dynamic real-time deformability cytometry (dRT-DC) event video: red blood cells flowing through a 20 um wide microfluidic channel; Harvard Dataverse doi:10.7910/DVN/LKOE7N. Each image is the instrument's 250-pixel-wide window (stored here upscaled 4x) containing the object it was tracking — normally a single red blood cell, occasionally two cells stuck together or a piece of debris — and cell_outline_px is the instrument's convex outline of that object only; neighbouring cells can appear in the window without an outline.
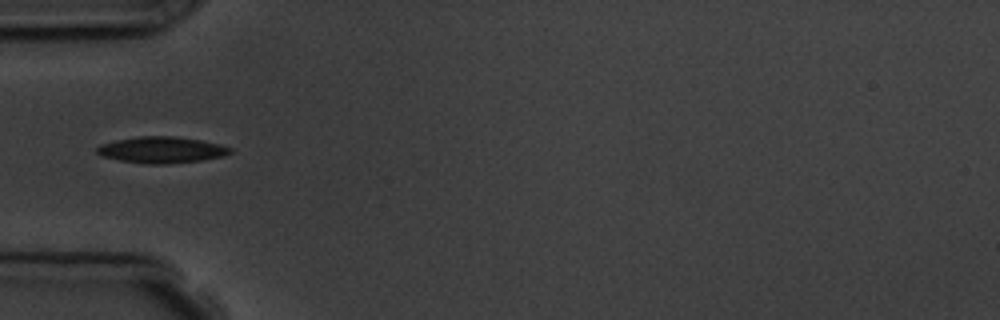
{"species": "common noctule bat (a hibernating species)", "species_latin": "Nyctalus noctula", "temperature_condition": "room temperature", "stored_images_in_passage": 6, "camera_frame_rate_fps": 3000, "um_per_image_px": 0.085, "animal": {"sex": "male", "body_mass_g": 19.5, "forearm_length_mm": 54.6}, "frame": {"image": 1, "passage_image": 6, "time_ms": 5.667, "image_size_px": [1000, 320], "cell_outline_px": [[232, 152], [224, 156], [200, 160], [164, 164], [148, 164], [120, 160], [100, 156], [96, 152], [96, 148], [100, 144], [116, 140], [136, 136], [176, 136], [200, 140], [220, 144], [232, 148]], "centroid_in_image_um": [13.71, 12.73], "position_along_channel_um": 71.3, "area_um2": 20.46}}